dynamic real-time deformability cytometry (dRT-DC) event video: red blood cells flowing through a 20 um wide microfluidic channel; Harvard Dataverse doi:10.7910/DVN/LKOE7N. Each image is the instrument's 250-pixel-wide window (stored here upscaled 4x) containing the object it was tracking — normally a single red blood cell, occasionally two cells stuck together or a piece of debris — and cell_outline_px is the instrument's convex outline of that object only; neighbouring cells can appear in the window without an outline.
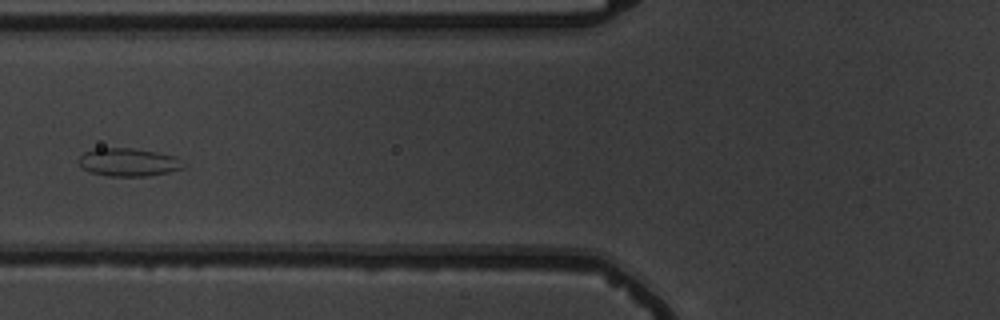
{"species": "common noctule bat (a hibernating species)", "species_latin": "Nyctalus noctula", "temperature_condition": "warm", "stored_images_in_passage": 5, "camera_frame_rate_fps": 3000, "um_per_image_px": 0.085, "animal": {"sex": "male", "body_mass_g": 19.5, "forearm_length_mm": 54.6}, "frame": {"image": 1, "passage_image": 5, "time_ms": 4.333, "image_size_px": [1000, 320], "cell_outline_px": [[184, 168], [168, 172], [148, 176], [108, 176], [88, 172], [80, 168], [76, 160], [84, 152], [96, 148], [132, 148], [156, 152], [176, 156]], "centroid_in_image_um": [10.82, 13.79], "position_along_channel_um": 115.0, "area_um2": 17.22}}